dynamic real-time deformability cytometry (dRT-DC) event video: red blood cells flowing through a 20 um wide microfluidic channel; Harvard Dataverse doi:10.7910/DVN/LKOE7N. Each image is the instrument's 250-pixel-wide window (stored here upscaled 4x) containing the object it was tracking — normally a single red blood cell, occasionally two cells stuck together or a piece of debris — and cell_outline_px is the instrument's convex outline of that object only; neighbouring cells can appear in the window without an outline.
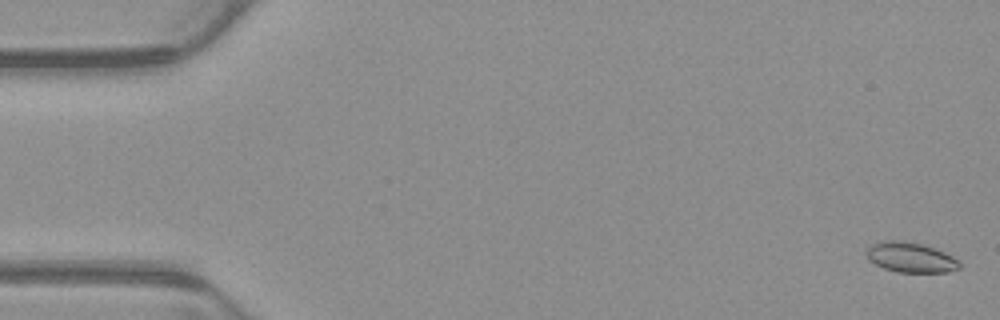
{"species": "common noctule bat (a hibernating species)", "species_latin": "Nyctalus noctula", "temperature_condition": "warm", "stored_images_in_passage": 55, "camera_frame_rate_fps": 3000, "um_per_image_px": 0.085, "animal": {"sex": "male", "body_mass_g": 23.1, "forearm_length_mm": 52.7}, "frame": {"image": 1, "passage_image": 2, "time_ms": 0.333, "image_size_px": [1000, 320], "cell_outline_px": [[960, 268], [948, 272], [896, 272], [884, 268], [868, 260], [864, 252], [868, 244], [880, 240], [904, 240], [924, 244], [944, 252], [960, 260]], "centroid_in_image_um": [77.35, 21.85], "position_along_channel_um": 7.7, "area_um2": 16.76}}
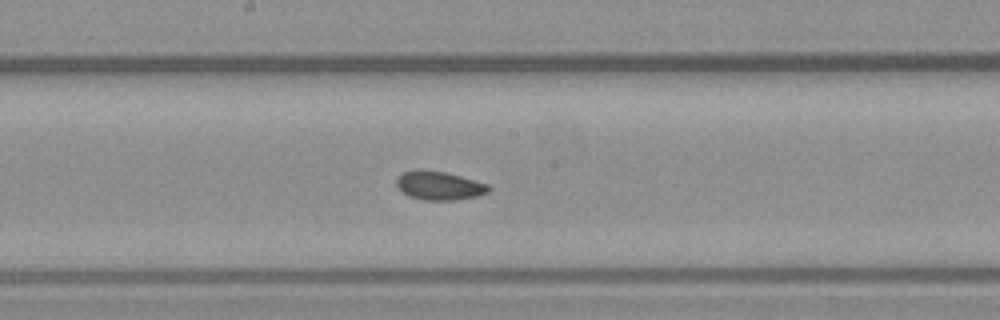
{"frame": {"image": 2, "passage_image": 29, "time_ms": 9.333, "image_size_px": [1000, 320], "cell_outline_px": [[492, 188], [488, 192], [480, 196], [456, 200], [424, 200], [408, 196], [396, 184], [396, 180], [404, 172], [444, 172], [460, 176], [488, 184]], "centroid_in_image_um": [37.42, 15.83], "position_along_channel_um": 210.8, "area_um2": 14.85}}
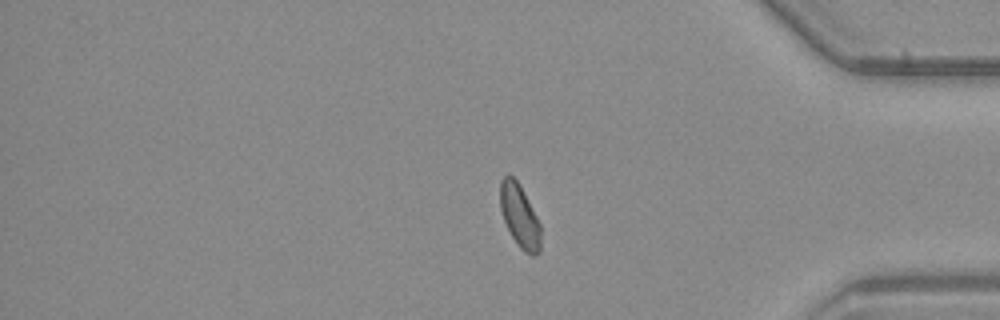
{"frame": {"image": 3, "passage_image": 45, "time_ms": 14.667, "image_size_px": [1000, 320], "cell_outline_px": [[540, 252], [536, 256], [532, 256], [524, 252], [520, 248], [512, 236], [504, 220], [500, 208], [500, 180], [508, 172], [516, 180], [536, 216], [540, 224]], "centroid_in_image_um": [44.16, 18.38], "position_along_channel_um": 391.0, "area_um2": 14.68}}